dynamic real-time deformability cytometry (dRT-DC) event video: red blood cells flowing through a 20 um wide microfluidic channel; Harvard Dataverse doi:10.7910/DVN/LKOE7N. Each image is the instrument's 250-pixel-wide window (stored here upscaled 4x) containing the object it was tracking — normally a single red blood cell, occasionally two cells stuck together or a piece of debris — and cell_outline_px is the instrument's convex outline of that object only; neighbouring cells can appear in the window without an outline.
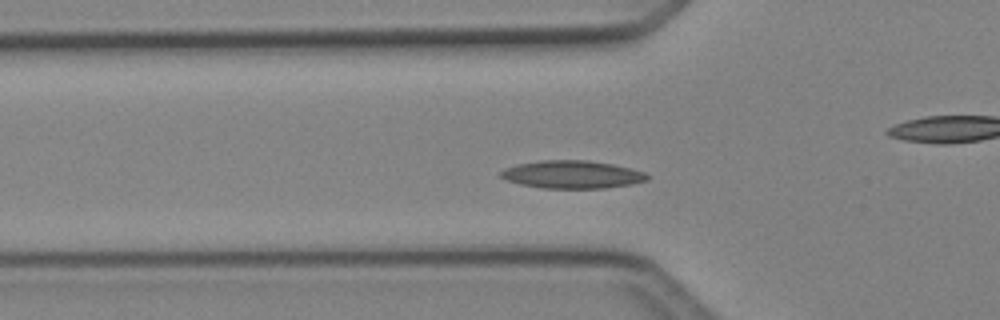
{"species": "Egyptian fruit bat (a non-hibernating species)", "species_latin": "Rousettus aegyptiacus", "temperature_condition": "cold", "stored_images_in_passage": 45, "camera_frame_rate_fps": 3000, "um_per_image_px": 0.085, "animal": {"sex": "female"}, "frame": {"image": 1, "passage_image": 12, "time_ms": 3.667, "image_size_px": [1000, 320], "cell_outline_px": [[652, 176], [648, 180], [632, 184], [604, 188], [544, 188], [520, 184], [508, 180], [500, 176], [500, 172], [504, 168], [516, 164], [540, 160], [588, 160], [612, 164], [632, 168], [644, 172]], "centroid_in_image_um": [48.66, 14.82], "position_along_channel_um": 77.1, "area_um2": 23.87}}
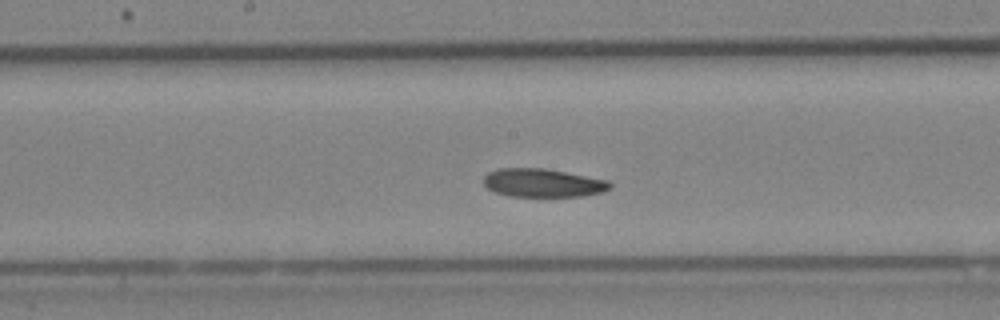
{"frame": {"image": 2, "passage_image": 21, "time_ms": 6.667, "image_size_px": [1000, 320], "cell_outline_px": [[612, 188], [600, 192], [584, 196], [512, 196], [496, 192], [488, 188], [484, 184], [484, 176], [488, 172], [500, 168], [544, 168], [608, 180], [612, 184]], "centroid_in_image_um": [46.15, 15.54], "position_along_channel_um": 202.0, "area_um2": 20.75}}
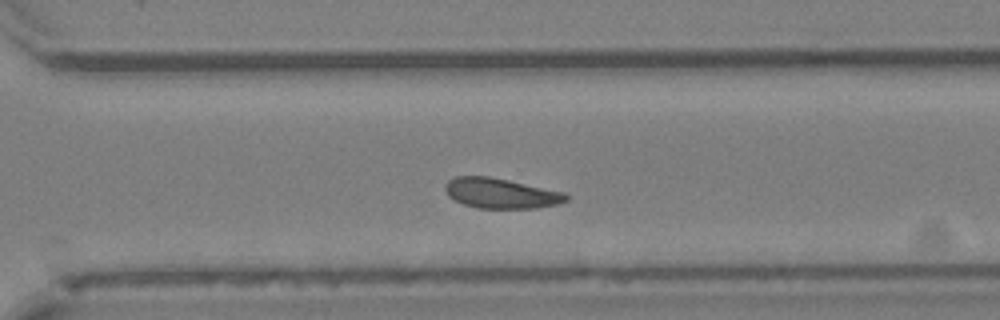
{"frame": {"image": 3, "passage_image": 30, "time_ms": 9.667, "image_size_px": [1000, 320], "cell_outline_px": [[568, 200], [560, 204], [536, 208], [480, 208], [464, 204], [448, 196], [444, 188], [444, 184], [448, 180], [456, 176], [488, 176], [508, 180], [564, 192], [568, 196]], "centroid_in_image_um": [42.57, 16.43], "position_along_channel_um": 328.0, "area_um2": 21.21}}